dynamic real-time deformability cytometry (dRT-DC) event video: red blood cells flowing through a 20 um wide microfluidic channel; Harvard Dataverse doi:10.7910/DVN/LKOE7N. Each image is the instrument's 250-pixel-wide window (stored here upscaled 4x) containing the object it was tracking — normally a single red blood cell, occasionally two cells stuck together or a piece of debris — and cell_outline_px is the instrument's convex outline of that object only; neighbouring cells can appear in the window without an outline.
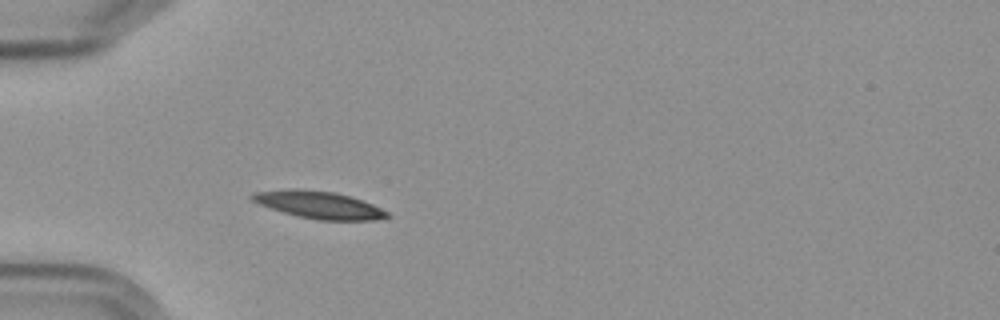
{"species": "Egyptian fruit bat (a non-hibernating species)", "species_latin": "Rousettus aegyptiacus", "temperature_condition": "cold", "stored_images_in_passage": 4, "camera_frame_rate_fps": 3000, "um_per_image_px": 0.085, "frame": {"image": 1, "passage_image": 4, "time_ms": 3.333, "image_size_px": [1000, 320], "cell_outline_px": [[388, 216], [376, 220], [316, 220], [296, 216], [260, 204], [252, 200], [248, 196], [252, 192], [288, 188], [292, 188], [332, 192], [348, 196], [372, 204], [388, 212]], "centroid_in_image_um": [27.04, 17.41], "position_along_channel_um": 58.0, "area_um2": 21.27}}